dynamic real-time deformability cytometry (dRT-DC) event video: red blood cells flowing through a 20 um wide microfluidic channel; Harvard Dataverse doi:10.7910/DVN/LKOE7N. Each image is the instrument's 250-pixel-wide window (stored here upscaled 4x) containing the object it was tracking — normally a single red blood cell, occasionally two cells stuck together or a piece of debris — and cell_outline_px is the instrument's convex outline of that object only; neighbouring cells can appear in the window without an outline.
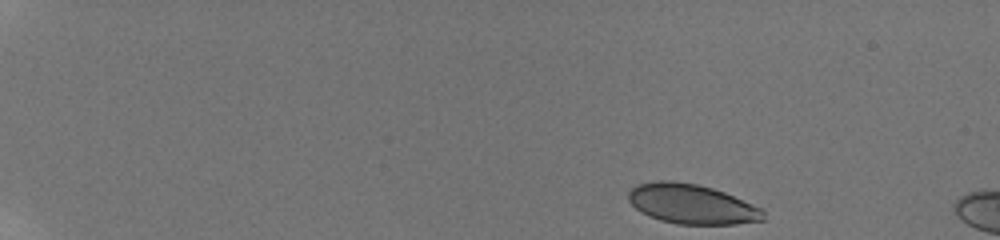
{"species": "human", "species_latin": "Homo sapiens", "temperature_condition": "room temperature", "stored_images_in_passage": 7, "camera_frame_rate_fps": 3000, "um_per_image_px": 0.085, "donor": {"sex": "male"}, "frame": {"image": 1, "passage_image": 1, "time_ms": 0.0, "image_size_px": [1000, 240], "cell_outline_px": [[764, 220], [736, 224], [676, 224], [660, 220], [648, 216], [640, 212], [628, 200], [628, 192], [636, 184], [656, 180], [672, 180], [696, 184], [712, 188], [724, 192], [760, 208], [764, 212]], "centroid_in_image_um": [58.74, 17.34], "position_along_channel_um": 26.3, "area_um2": 31.21}}